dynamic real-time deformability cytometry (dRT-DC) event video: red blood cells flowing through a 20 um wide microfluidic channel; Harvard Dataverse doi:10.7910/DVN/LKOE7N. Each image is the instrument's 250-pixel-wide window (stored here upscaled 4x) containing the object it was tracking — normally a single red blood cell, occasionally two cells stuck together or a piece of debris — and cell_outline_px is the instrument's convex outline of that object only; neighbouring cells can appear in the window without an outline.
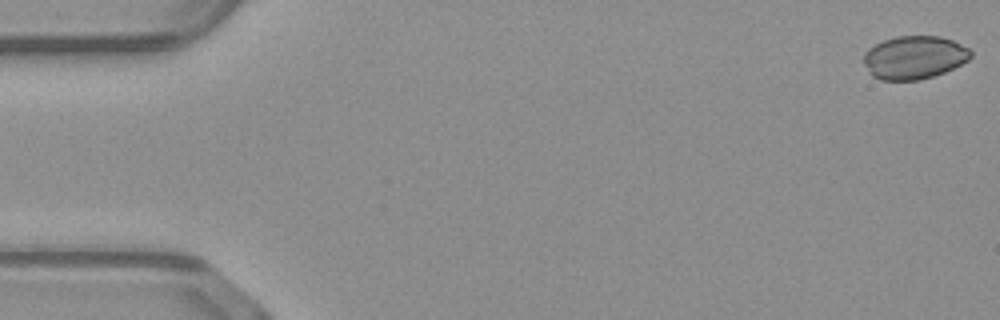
{"species": "common noctule bat (a hibernating species)", "species_latin": "Nyctalus noctula", "temperature_condition": "warm", "stored_images_in_passage": 51, "camera_frame_rate_fps": 3000, "um_per_image_px": 0.085, "animal": {"sex": "male", "body_mass_g": 23.1, "forearm_length_mm": 52.7}, "frame": {"image": 1, "passage_image": 1, "time_ms": 0.0, "image_size_px": [1000, 320], "cell_outline_px": [[972, 56], [968, 60], [944, 72], [920, 80], [880, 80], [872, 76], [868, 72], [864, 64], [864, 52], [868, 48], [884, 40], [896, 36], [940, 36], [952, 40], [968, 48], [972, 52]], "centroid_in_image_um": [77.68, 4.88], "position_along_channel_um": 7.3, "area_um2": 26.93}}
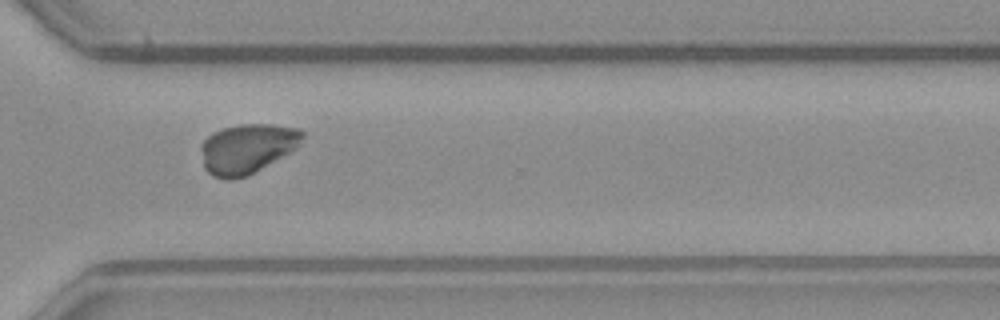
{"frame": {"image": 2, "passage_image": 37, "time_ms": 12.0, "image_size_px": [1000, 320], "cell_outline_px": [[304, 136], [300, 144], [296, 148], [248, 176], [232, 180], [228, 180], [212, 176], [204, 168], [200, 148], [200, 144], [212, 132], [224, 128], [240, 124], [272, 124], [300, 128], [304, 132]], "centroid_in_image_um": [20.99, 12.63], "position_along_channel_um": 349.6, "area_um2": 29.59}}
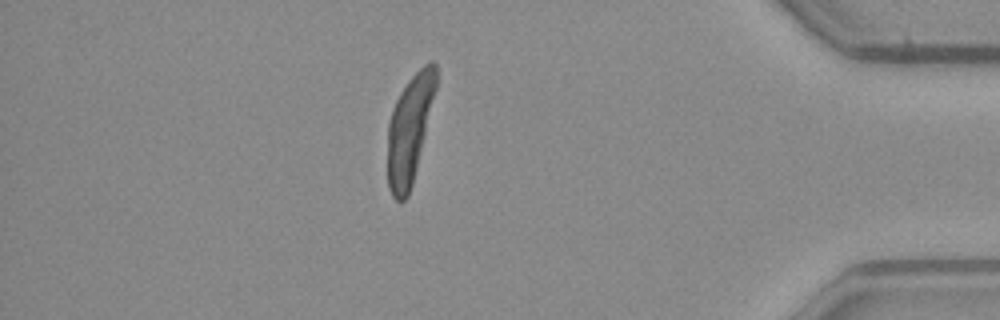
{"frame": {"image": 3, "passage_image": 44, "time_ms": 14.333, "image_size_px": [1000, 320], "cell_outline_px": [[436, 88], [412, 184], [408, 196], [404, 200], [396, 200], [392, 196], [388, 188], [388, 124], [392, 108], [400, 92], [408, 80], [428, 60], [432, 60], [436, 64]], "centroid_in_image_um": [34.8, 10.95], "position_along_channel_um": 400.4, "area_um2": 29.88}}